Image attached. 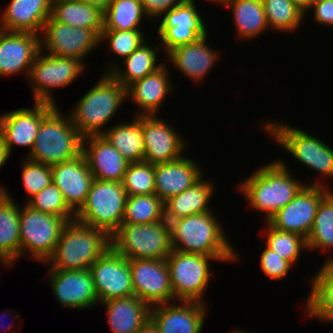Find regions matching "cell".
Returning a JSON list of instances; mask_svg holds the SVG:
<instances>
[{
	"instance_id": "obj_29",
	"label": "cell",
	"mask_w": 333,
	"mask_h": 333,
	"mask_svg": "<svg viewBox=\"0 0 333 333\" xmlns=\"http://www.w3.org/2000/svg\"><path fill=\"white\" fill-rule=\"evenodd\" d=\"M112 333H137L149 320L151 307L135 295L101 303Z\"/></svg>"
},
{
	"instance_id": "obj_55",
	"label": "cell",
	"mask_w": 333,
	"mask_h": 333,
	"mask_svg": "<svg viewBox=\"0 0 333 333\" xmlns=\"http://www.w3.org/2000/svg\"><path fill=\"white\" fill-rule=\"evenodd\" d=\"M322 1H326V0H313V2H322Z\"/></svg>"
},
{
	"instance_id": "obj_40",
	"label": "cell",
	"mask_w": 333,
	"mask_h": 333,
	"mask_svg": "<svg viewBox=\"0 0 333 333\" xmlns=\"http://www.w3.org/2000/svg\"><path fill=\"white\" fill-rule=\"evenodd\" d=\"M265 224L267 228L265 245L295 266L302 251L308 249L306 238L296 233L277 230L268 222Z\"/></svg>"
},
{
	"instance_id": "obj_12",
	"label": "cell",
	"mask_w": 333,
	"mask_h": 333,
	"mask_svg": "<svg viewBox=\"0 0 333 333\" xmlns=\"http://www.w3.org/2000/svg\"><path fill=\"white\" fill-rule=\"evenodd\" d=\"M198 11L195 1L183 0L160 17L157 34L161 39L160 46L164 48L163 54L208 35V27Z\"/></svg>"
},
{
	"instance_id": "obj_32",
	"label": "cell",
	"mask_w": 333,
	"mask_h": 333,
	"mask_svg": "<svg viewBox=\"0 0 333 333\" xmlns=\"http://www.w3.org/2000/svg\"><path fill=\"white\" fill-rule=\"evenodd\" d=\"M311 290L305 302L306 317L333 323V256L325 259L311 280Z\"/></svg>"
},
{
	"instance_id": "obj_7",
	"label": "cell",
	"mask_w": 333,
	"mask_h": 333,
	"mask_svg": "<svg viewBox=\"0 0 333 333\" xmlns=\"http://www.w3.org/2000/svg\"><path fill=\"white\" fill-rule=\"evenodd\" d=\"M127 194L122 182L93 180L75 220L105 231L110 237L122 224Z\"/></svg>"
},
{
	"instance_id": "obj_19",
	"label": "cell",
	"mask_w": 333,
	"mask_h": 333,
	"mask_svg": "<svg viewBox=\"0 0 333 333\" xmlns=\"http://www.w3.org/2000/svg\"><path fill=\"white\" fill-rule=\"evenodd\" d=\"M48 272L53 295L63 307L83 310L99 303L90 269H48Z\"/></svg>"
},
{
	"instance_id": "obj_23",
	"label": "cell",
	"mask_w": 333,
	"mask_h": 333,
	"mask_svg": "<svg viewBox=\"0 0 333 333\" xmlns=\"http://www.w3.org/2000/svg\"><path fill=\"white\" fill-rule=\"evenodd\" d=\"M82 153L95 180L123 181L129 162L102 135L83 138Z\"/></svg>"
},
{
	"instance_id": "obj_49",
	"label": "cell",
	"mask_w": 333,
	"mask_h": 333,
	"mask_svg": "<svg viewBox=\"0 0 333 333\" xmlns=\"http://www.w3.org/2000/svg\"><path fill=\"white\" fill-rule=\"evenodd\" d=\"M9 157L10 154L8 153L7 147L0 136V170L3 168L4 164H6Z\"/></svg>"
},
{
	"instance_id": "obj_46",
	"label": "cell",
	"mask_w": 333,
	"mask_h": 333,
	"mask_svg": "<svg viewBox=\"0 0 333 333\" xmlns=\"http://www.w3.org/2000/svg\"><path fill=\"white\" fill-rule=\"evenodd\" d=\"M183 0H141L146 19H159L165 12L179 5Z\"/></svg>"
},
{
	"instance_id": "obj_14",
	"label": "cell",
	"mask_w": 333,
	"mask_h": 333,
	"mask_svg": "<svg viewBox=\"0 0 333 333\" xmlns=\"http://www.w3.org/2000/svg\"><path fill=\"white\" fill-rule=\"evenodd\" d=\"M99 303L134 295L130 260L110 247L91 266Z\"/></svg>"
},
{
	"instance_id": "obj_18",
	"label": "cell",
	"mask_w": 333,
	"mask_h": 333,
	"mask_svg": "<svg viewBox=\"0 0 333 333\" xmlns=\"http://www.w3.org/2000/svg\"><path fill=\"white\" fill-rule=\"evenodd\" d=\"M33 102V108H19L0 115V136L9 154L14 145L29 147L27 153L31 152L41 121L56 106L48 102Z\"/></svg>"
},
{
	"instance_id": "obj_53",
	"label": "cell",
	"mask_w": 333,
	"mask_h": 333,
	"mask_svg": "<svg viewBox=\"0 0 333 333\" xmlns=\"http://www.w3.org/2000/svg\"><path fill=\"white\" fill-rule=\"evenodd\" d=\"M190 1H193V2H194V0H190ZM207 1L215 2V4H216V3L221 4L223 7H224V6L226 5V3L228 2V0H207Z\"/></svg>"
},
{
	"instance_id": "obj_5",
	"label": "cell",
	"mask_w": 333,
	"mask_h": 333,
	"mask_svg": "<svg viewBox=\"0 0 333 333\" xmlns=\"http://www.w3.org/2000/svg\"><path fill=\"white\" fill-rule=\"evenodd\" d=\"M61 112L56 105L43 118L34 146L25 158L54 165L71 160L82 153L83 137L73 125L69 112L68 115Z\"/></svg>"
},
{
	"instance_id": "obj_11",
	"label": "cell",
	"mask_w": 333,
	"mask_h": 333,
	"mask_svg": "<svg viewBox=\"0 0 333 333\" xmlns=\"http://www.w3.org/2000/svg\"><path fill=\"white\" fill-rule=\"evenodd\" d=\"M83 68L85 69V65L80 60L52 56L41 50L34 60L28 76L33 100L57 104L54 101L52 90L69 86L83 74Z\"/></svg>"
},
{
	"instance_id": "obj_36",
	"label": "cell",
	"mask_w": 333,
	"mask_h": 333,
	"mask_svg": "<svg viewBox=\"0 0 333 333\" xmlns=\"http://www.w3.org/2000/svg\"><path fill=\"white\" fill-rule=\"evenodd\" d=\"M144 16L141 0H114L103 13V30L142 29Z\"/></svg>"
},
{
	"instance_id": "obj_4",
	"label": "cell",
	"mask_w": 333,
	"mask_h": 333,
	"mask_svg": "<svg viewBox=\"0 0 333 333\" xmlns=\"http://www.w3.org/2000/svg\"><path fill=\"white\" fill-rule=\"evenodd\" d=\"M100 78L79 99L69 114L73 125L83 138L102 135L105 132L102 126L114 117L127 99L126 88L110 73H104Z\"/></svg>"
},
{
	"instance_id": "obj_52",
	"label": "cell",
	"mask_w": 333,
	"mask_h": 333,
	"mask_svg": "<svg viewBox=\"0 0 333 333\" xmlns=\"http://www.w3.org/2000/svg\"><path fill=\"white\" fill-rule=\"evenodd\" d=\"M7 314H8V313H6V312L4 313V312H3V315H2V314H1V315L4 317V316L7 315ZM3 317H0V321H1V322H2V318H3ZM8 318H9V317H8ZM11 322H12V321H11ZM4 324H5V323H3V324L0 325L1 328H3V329H4V326L2 327V325H4ZM11 324H12V323H11ZM10 326H11V325H10ZM10 326H8L7 329H4L3 332L6 331V332H8V333H13V331L9 332V330L11 329ZM0 330H1V329H0ZM1 332H2V331H1ZM1 332H0V333H1ZM3 332H2V333H3ZM4 333H5V332H4Z\"/></svg>"
},
{
	"instance_id": "obj_22",
	"label": "cell",
	"mask_w": 333,
	"mask_h": 333,
	"mask_svg": "<svg viewBox=\"0 0 333 333\" xmlns=\"http://www.w3.org/2000/svg\"><path fill=\"white\" fill-rule=\"evenodd\" d=\"M151 307L150 319L160 333H201L207 304L196 301H177Z\"/></svg>"
},
{
	"instance_id": "obj_30",
	"label": "cell",
	"mask_w": 333,
	"mask_h": 333,
	"mask_svg": "<svg viewBox=\"0 0 333 333\" xmlns=\"http://www.w3.org/2000/svg\"><path fill=\"white\" fill-rule=\"evenodd\" d=\"M202 176L189 189L168 198L164 202V218L168 222L210 210L209 202L214 192V183Z\"/></svg>"
},
{
	"instance_id": "obj_42",
	"label": "cell",
	"mask_w": 333,
	"mask_h": 333,
	"mask_svg": "<svg viewBox=\"0 0 333 333\" xmlns=\"http://www.w3.org/2000/svg\"><path fill=\"white\" fill-rule=\"evenodd\" d=\"M25 203L32 209L53 216L65 218L68 222L75 220V213L66 204L62 192L54 183L48 185Z\"/></svg>"
},
{
	"instance_id": "obj_38",
	"label": "cell",
	"mask_w": 333,
	"mask_h": 333,
	"mask_svg": "<svg viewBox=\"0 0 333 333\" xmlns=\"http://www.w3.org/2000/svg\"><path fill=\"white\" fill-rule=\"evenodd\" d=\"M267 24L273 31L294 32L305 19L302 12L291 0H261Z\"/></svg>"
},
{
	"instance_id": "obj_33",
	"label": "cell",
	"mask_w": 333,
	"mask_h": 333,
	"mask_svg": "<svg viewBox=\"0 0 333 333\" xmlns=\"http://www.w3.org/2000/svg\"><path fill=\"white\" fill-rule=\"evenodd\" d=\"M129 122L109 127L102 136L129 162H142L145 146L142 134V115Z\"/></svg>"
},
{
	"instance_id": "obj_39",
	"label": "cell",
	"mask_w": 333,
	"mask_h": 333,
	"mask_svg": "<svg viewBox=\"0 0 333 333\" xmlns=\"http://www.w3.org/2000/svg\"><path fill=\"white\" fill-rule=\"evenodd\" d=\"M164 218V202L156 195L127 196L122 223L152 224Z\"/></svg>"
},
{
	"instance_id": "obj_51",
	"label": "cell",
	"mask_w": 333,
	"mask_h": 333,
	"mask_svg": "<svg viewBox=\"0 0 333 333\" xmlns=\"http://www.w3.org/2000/svg\"><path fill=\"white\" fill-rule=\"evenodd\" d=\"M137 333H160V331L150 319Z\"/></svg>"
},
{
	"instance_id": "obj_8",
	"label": "cell",
	"mask_w": 333,
	"mask_h": 333,
	"mask_svg": "<svg viewBox=\"0 0 333 333\" xmlns=\"http://www.w3.org/2000/svg\"><path fill=\"white\" fill-rule=\"evenodd\" d=\"M290 126L277 120H267L262 127L298 162L320 173L321 177L333 178V149L302 128Z\"/></svg>"
},
{
	"instance_id": "obj_13",
	"label": "cell",
	"mask_w": 333,
	"mask_h": 333,
	"mask_svg": "<svg viewBox=\"0 0 333 333\" xmlns=\"http://www.w3.org/2000/svg\"><path fill=\"white\" fill-rule=\"evenodd\" d=\"M40 35L41 50L46 49L45 53L77 59L83 64L89 52L100 44V38L92 30L72 27L52 16L45 22Z\"/></svg>"
},
{
	"instance_id": "obj_1",
	"label": "cell",
	"mask_w": 333,
	"mask_h": 333,
	"mask_svg": "<svg viewBox=\"0 0 333 333\" xmlns=\"http://www.w3.org/2000/svg\"><path fill=\"white\" fill-rule=\"evenodd\" d=\"M255 171L240 183L238 191L243 193L251 209L265 213V222L285 207L306 185L327 187L319 179L310 184L299 182L290 174L282 159L274 160Z\"/></svg>"
},
{
	"instance_id": "obj_26",
	"label": "cell",
	"mask_w": 333,
	"mask_h": 333,
	"mask_svg": "<svg viewBox=\"0 0 333 333\" xmlns=\"http://www.w3.org/2000/svg\"><path fill=\"white\" fill-rule=\"evenodd\" d=\"M51 11L52 0H10L0 14V29L40 35Z\"/></svg>"
},
{
	"instance_id": "obj_43",
	"label": "cell",
	"mask_w": 333,
	"mask_h": 333,
	"mask_svg": "<svg viewBox=\"0 0 333 333\" xmlns=\"http://www.w3.org/2000/svg\"><path fill=\"white\" fill-rule=\"evenodd\" d=\"M108 42L109 50L122 60L130 56L143 43L149 42L141 29L119 31L102 30L100 43ZM147 40V41H146Z\"/></svg>"
},
{
	"instance_id": "obj_35",
	"label": "cell",
	"mask_w": 333,
	"mask_h": 333,
	"mask_svg": "<svg viewBox=\"0 0 333 333\" xmlns=\"http://www.w3.org/2000/svg\"><path fill=\"white\" fill-rule=\"evenodd\" d=\"M225 8L232 9L236 34L242 40H251L270 28L261 0H228Z\"/></svg>"
},
{
	"instance_id": "obj_15",
	"label": "cell",
	"mask_w": 333,
	"mask_h": 333,
	"mask_svg": "<svg viewBox=\"0 0 333 333\" xmlns=\"http://www.w3.org/2000/svg\"><path fill=\"white\" fill-rule=\"evenodd\" d=\"M330 187L306 185L268 223L277 230L292 232L307 239L320 202L330 193Z\"/></svg>"
},
{
	"instance_id": "obj_31",
	"label": "cell",
	"mask_w": 333,
	"mask_h": 333,
	"mask_svg": "<svg viewBox=\"0 0 333 333\" xmlns=\"http://www.w3.org/2000/svg\"><path fill=\"white\" fill-rule=\"evenodd\" d=\"M153 45V46H152ZM153 47V48H152ZM155 47V48H154ZM160 44L143 43L137 48L130 56L124 58L123 68L115 62L111 63V67L105 70V73H110L124 88H127L135 81H138L148 74L154 73L164 65L162 62L158 64V50L160 51Z\"/></svg>"
},
{
	"instance_id": "obj_24",
	"label": "cell",
	"mask_w": 333,
	"mask_h": 333,
	"mask_svg": "<svg viewBox=\"0 0 333 333\" xmlns=\"http://www.w3.org/2000/svg\"><path fill=\"white\" fill-rule=\"evenodd\" d=\"M169 73L168 65L164 62V65L154 73L148 74L126 88V98L139 108L140 112L136 113V116L158 115L166 96L175 89V84L169 82Z\"/></svg>"
},
{
	"instance_id": "obj_34",
	"label": "cell",
	"mask_w": 333,
	"mask_h": 333,
	"mask_svg": "<svg viewBox=\"0 0 333 333\" xmlns=\"http://www.w3.org/2000/svg\"><path fill=\"white\" fill-rule=\"evenodd\" d=\"M51 16L72 27L92 30L99 38L103 30V12L77 0H52Z\"/></svg>"
},
{
	"instance_id": "obj_16",
	"label": "cell",
	"mask_w": 333,
	"mask_h": 333,
	"mask_svg": "<svg viewBox=\"0 0 333 333\" xmlns=\"http://www.w3.org/2000/svg\"><path fill=\"white\" fill-rule=\"evenodd\" d=\"M134 295L150 307L172 303L173 292L166 259L130 260Z\"/></svg>"
},
{
	"instance_id": "obj_50",
	"label": "cell",
	"mask_w": 333,
	"mask_h": 333,
	"mask_svg": "<svg viewBox=\"0 0 333 333\" xmlns=\"http://www.w3.org/2000/svg\"><path fill=\"white\" fill-rule=\"evenodd\" d=\"M302 12L306 14L309 9L311 10V6L313 0H291Z\"/></svg>"
},
{
	"instance_id": "obj_6",
	"label": "cell",
	"mask_w": 333,
	"mask_h": 333,
	"mask_svg": "<svg viewBox=\"0 0 333 333\" xmlns=\"http://www.w3.org/2000/svg\"><path fill=\"white\" fill-rule=\"evenodd\" d=\"M111 247L129 260H164L173 250L169 223H122L111 236Z\"/></svg>"
},
{
	"instance_id": "obj_25",
	"label": "cell",
	"mask_w": 333,
	"mask_h": 333,
	"mask_svg": "<svg viewBox=\"0 0 333 333\" xmlns=\"http://www.w3.org/2000/svg\"><path fill=\"white\" fill-rule=\"evenodd\" d=\"M207 37L208 35L196 42L177 46L166 54L172 66L194 83H200L208 76L220 56L216 49L206 43Z\"/></svg>"
},
{
	"instance_id": "obj_2",
	"label": "cell",
	"mask_w": 333,
	"mask_h": 333,
	"mask_svg": "<svg viewBox=\"0 0 333 333\" xmlns=\"http://www.w3.org/2000/svg\"><path fill=\"white\" fill-rule=\"evenodd\" d=\"M173 250L215 257L216 262H234L238 252L230 244L220 220L212 211L168 222Z\"/></svg>"
},
{
	"instance_id": "obj_9",
	"label": "cell",
	"mask_w": 333,
	"mask_h": 333,
	"mask_svg": "<svg viewBox=\"0 0 333 333\" xmlns=\"http://www.w3.org/2000/svg\"><path fill=\"white\" fill-rule=\"evenodd\" d=\"M19 223L20 257L28 254L31 259L46 264L68 221L63 217L32 209L25 203L20 208Z\"/></svg>"
},
{
	"instance_id": "obj_44",
	"label": "cell",
	"mask_w": 333,
	"mask_h": 333,
	"mask_svg": "<svg viewBox=\"0 0 333 333\" xmlns=\"http://www.w3.org/2000/svg\"><path fill=\"white\" fill-rule=\"evenodd\" d=\"M22 163V182L29 195L28 201L35 194L53 183L51 165L25 159Z\"/></svg>"
},
{
	"instance_id": "obj_41",
	"label": "cell",
	"mask_w": 333,
	"mask_h": 333,
	"mask_svg": "<svg viewBox=\"0 0 333 333\" xmlns=\"http://www.w3.org/2000/svg\"><path fill=\"white\" fill-rule=\"evenodd\" d=\"M122 183L127 196L155 194L154 164L145 161L129 163Z\"/></svg>"
},
{
	"instance_id": "obj_47",
	"label": "cell",
	"mask_w": 333,
	"mask_h": 333,
	"mask_svg": "<svg viewBox=\"0 0 333 333\" xmlns=\"http://www.w3.org/2000/svg\"><path fill=\"white\" fill-rule=\"evenodd\" d=\"M312 8H314V22L326 27H333V0L313 2Z\"/></svg>"
},
{
	"instance_id": "obj_48",
	"label": "cell",
	"mask_w": 333,
	"mask_h": 333,
	"mask_svg": "<svg viewBox=\"0 0 333 333\" xmlns=\"http://www.w3.org/2000/svg\"><path fill=\"white\" fill-rule=\"evenodd\" d=\"M77 1H81L83 3L92 5L93 7L97 8L98 10L104 13L114 0H77Z\"/></svg>"
},
{
	"instance_id": "obj_21",
	"label": "cell",
	"mask_w": 333,
	"mask_h": 333,
	"mask_svg": "<svg viewBox=\"0 0 333 333\" xmlns=\"http://www.w3.org/2000/svg\"><path fill=\"white\" fill-rule=\"evenodd\" d=\"M52 180L62 192L68 207L76 214L84 205L94 180L84 154L51 165Z\"/></svg>"
},
{
	"instance_id": "obj_45",
	"label": "cell",
	"mask_w": 333,
	"mask_h": 333,
	"mask_svg": "<svg viewBox=\"0 0 333 333\" xmlns=\"http://www.w3.org/2000/svg\"><path fill=\"white\" fill-rule=\"evenodd\" d=\"M265 249L261 252L260 268L261 271L273 280H281L289 275L293 265L276 254L273 250L265 245Z\"/></svg>"
},
{
	"instance_id": "obj_37",
	"label": "cell",
	"mask_w": 333,
	"mask_h": 333,
	"mask_svg": "<svg viewBox=\"0 0 333 333\" xmlns=\"http://www.w3.org/2000/svg\"><path fill=\"white\" fill-rule=\"evenodd\" d=\"M308 250L333 248V191L320 202L312 229L307 236Z\"/></svg>"
},
{
	"instance_id": "obj_10",
	"label": "cell",
	"mask_w": 333,
	"mask_h": 333,
	"mask_svg": "<svg viewBox=\"0 0 333 333\" xmlns=\"http://www.w3.org/2000/svg\"><path fill=\"white\" fill-rule=\"evenodd\" d=\"M216 260L215 257L172 250L166 262L175 302L196 301L206 304L203 296L212 277L210 261Z\"/></svg>"
},
{
	"instance_id": "obj_54",
	"label": "cell",
	"mask_w": 333,
	"mask_h": 333,
	"mask_svg": "<svg viewBox=\"0 0 333 333\" xmlns=\"http://www.w3.org/2000/svg\"><path fill=\"white\" fill-rule=\"evenodd\" d=\"M231 333H250V332H247V331H242V329H234L233 331L231 330Z\"/></svg>"
},
{
	"instance_id": "obj_27",
	"label": "cell",
	"mask_w": 333,
	"mask_h": 333,
	"mask_svg": "<svg viewBox=\"0 0 333 333\" xmlns=\"http://www.w3.org/2000/svg\"><path fill=\"white\" fill-rule=\"evenodd\" d=\"M199 165L186 156L171 162L155 164V194L165 202L168 198L189 189L203 176V170Z\"/></svg>"
},
{
	"instance_id": "obj_20",
	"label": "cell",
	"mask_w": 333,
	"mask_h": 333,
	"mask_svg": "<svg viewBox=\"0 0 333 333\" xmlns=\"http://www.w3.org/2000/svg\"><path fill=\"white\" fill-rule=\"evenodd\" d=\"M40 36L0 29V76L18 73L28 78L31 66L41 51Z\"/></svg>"
},
{
	"instance_id": "obj_28",
	"label": "cell",
	"mask_w": 333,
	"mask_h": 333,
	"mask_svg": "<svg viewBox=\"0 0 333 333\" xmlns=\"http://www.w3.org/2000/svg\"><path fill=\"white\" fill-rule=\"evenodd\" d=\"M20 206L0 185V261L6 268L20 258Z\"/></svg>"
},
{
	"instance_id": "obj_17",
	"label": "cell",
	"mask_w": 333,
	"mask_h": 333,
	"mask_svg": "<svg viewBox=\"0 0 333 333\" xmlns=\"http://www.w3.org/2000/svg\"><path fill=\"white\" fill-rule=\"evenodd\" d=\"M157 115H142V134L145 146L143 161L150 164L171 162L181 158L186 139L173 126ZM183 137V138H182Z\"/></svg>"
},
{
	"instance_id": "obj_3",
	"label": "cell",
	"mask_w": 333,
	"mask_h": 333,
	"mask_svg": "<svg viewBox=\"0 0 333 333\" xmlns=\"http://www.w3.org/2000/svg\"><path fill=\"white\" fill-rule=\"evenodd\" d=\"M110 247L111 237L105 231L72 220L63 228L46 263L48 269L86 270Z\"/></svg>"
}]
</instances>
